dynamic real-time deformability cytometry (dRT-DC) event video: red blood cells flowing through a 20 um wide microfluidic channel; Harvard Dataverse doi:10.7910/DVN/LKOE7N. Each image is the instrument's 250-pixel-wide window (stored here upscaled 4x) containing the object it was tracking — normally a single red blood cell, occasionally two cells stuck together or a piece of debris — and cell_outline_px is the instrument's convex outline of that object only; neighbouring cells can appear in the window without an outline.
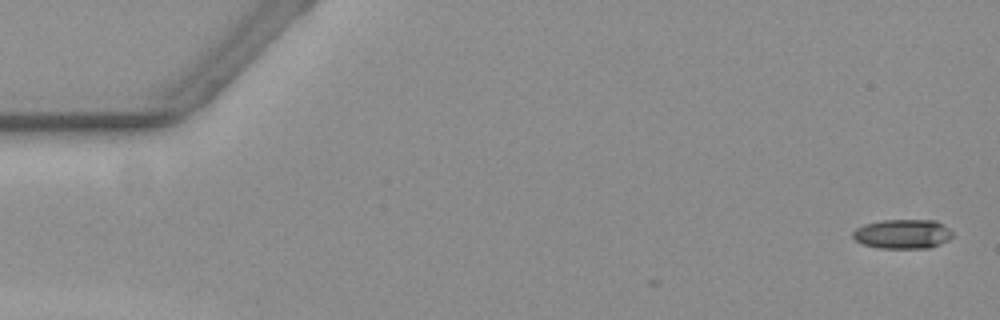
{"species": "common noctule bat (a hibernating species)", "species_latin": "Nyctalus noctula", "temperature_condition": "warm", "stored_images_in_passage": 57, "camera_frame_rate_fps": 3000, "um_per_image_px": 0.085, "animal": {"sex": "female", "body_mass_g": 19.3, "forearm_length_mm": 54.1}, "frame": {"image": 1, "passage_image": 1, "time_ms": 0.0, "image_size_px": [1000, 320], "cell_outline_px": [[952, 236], [928, 248], [880, 248], [864, 244], [856, 240], [852, 236], [852, 232], [856, 228], [864, 224], [880, 220], [936, 220], [948, 228], [952, 232]], "centroid_in_image_um": [76.67, 19.87], "position_along_channel_um": 8.3, "area_um2": 16.82}}
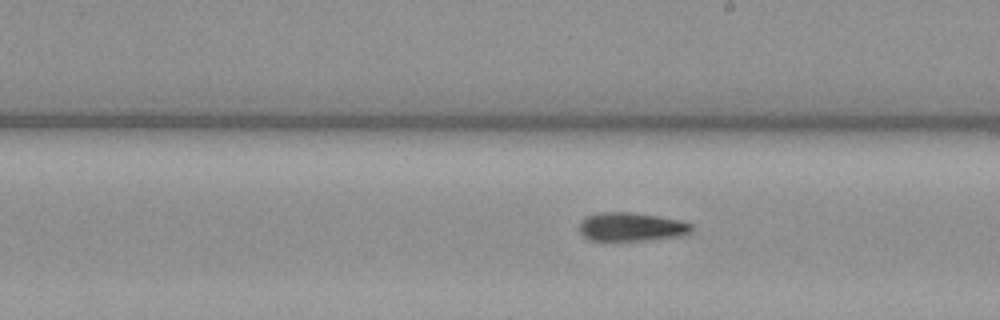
{"frame": {"image": 2, "passage_image": 32, "time_ms": 10.333, "image_size_px": [1000, 320], "cell_outline_px": [[692, 232], [684, 236], [652, 240], [600, 244], [588, 240], [580, 232], [580, 220], [584, 216], [596, 212], [632, 212], [684, 220], [692, 224]], "centroid_in_image_um": [53.63, 19.33], "position_along_channel_um": 235.4, "area_um2": 20.11}}
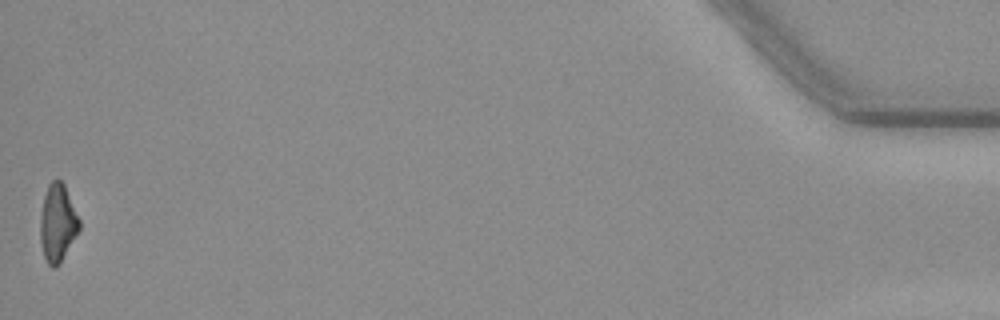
{"frame": {"image": 3, "passage_image": 57, "time_ms": 18.667, "image_size_px": [1000, 320], "cell_outline_px": [[80, 228], [60, 264], [56, 268], [52, 268], [48, 264], [44, 256], [40, 240], [40, 220], [44, 196], [48, 184], [52, 180], [60, 180], [64, 184], [80, 220]], "centroid_in_image_um": [4.89, 18.98], "position_along_channel_um": 430.3, "area_um2": 17.57}, "authors_computed_cell_mechanics": {"area_um2": 17.9758, "velocity_mm_per_s": 3.5762, "shape_relaxation_time_tau1_ms": 6.3012, "shape_relaxation_time_tau2_ms": 6.857, "deformation_change_tau1": 0.1867, "deformation_change_tau2": 0.1504}}